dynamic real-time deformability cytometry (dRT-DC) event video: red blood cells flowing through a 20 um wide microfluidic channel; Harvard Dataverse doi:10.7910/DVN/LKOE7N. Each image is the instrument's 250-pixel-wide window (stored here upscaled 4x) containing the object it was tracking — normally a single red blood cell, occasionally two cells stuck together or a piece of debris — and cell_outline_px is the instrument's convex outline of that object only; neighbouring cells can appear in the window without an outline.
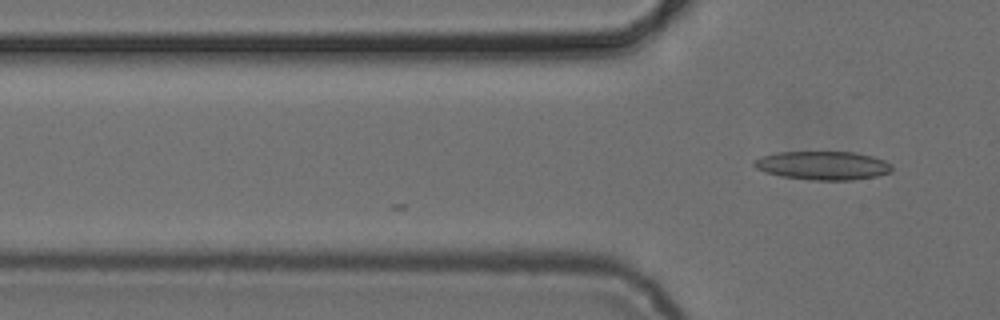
{"species": "common noctule bat (a hibernating species)", "species_latin": "Nyctalus noctula", "temperature_condition": "cold", "stored_images_in_passage": 4, "camera_frame_rate_fps": 3000, "um_per_image_px": 0.085, "animal": {"sex": "female", "body_mass_g": 24.6, "forearm_length_mm": 56.2}, "frame": {"image": 1, "passage_image": 4, "time_ms": 3.333, "image_size_px": [1000, 320], "cell_outline_px": [[892, 172], [876, 176], [852, 180], [812, 180], [780, 176], [764, 172], [756, 168], [752, 164], [752, 160], [760, 156], [776, 152], [856, 152], [872, 156], [884, 160], [892, 164]], "centroid_in_image_um": [69.91, 14.06], "position_along_channel_um": 55.9, "area_um2": 23.24}}